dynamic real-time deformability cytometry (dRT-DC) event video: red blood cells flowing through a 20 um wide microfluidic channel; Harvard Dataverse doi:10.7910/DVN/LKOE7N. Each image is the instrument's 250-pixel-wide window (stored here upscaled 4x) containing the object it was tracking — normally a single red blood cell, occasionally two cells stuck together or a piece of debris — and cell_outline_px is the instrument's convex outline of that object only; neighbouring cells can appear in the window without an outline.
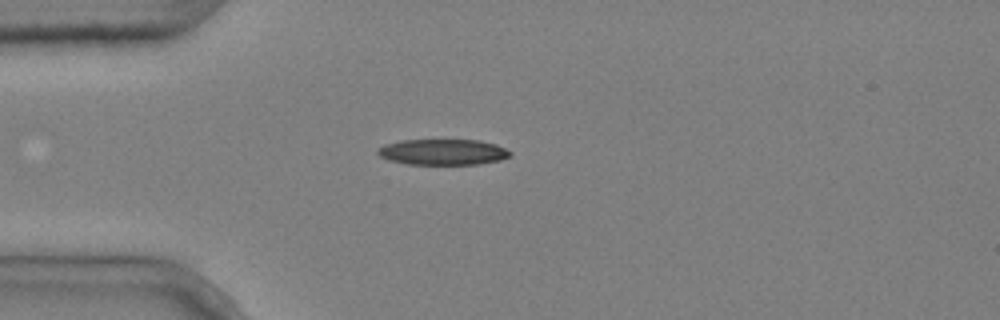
{"species": "common noctule bat (a hibernating species)", "species_latin": "Nyctalus noctula", "temperature_condition": "cold", "stored_images_in_passage": 1, "camera_frame_rate_fps": 3000, "um_per_image_px": 0.085, "animal": {"sex": "male", "body_mass_g": 20.4}, "frame": {"image": 1, "passage_image": 1, "time_ms": 0.0, "image_size_px": [1000, 320], "cell_outline_px": [[512, 156], [500, 160], [480, 164], [408, 164], [388, 160], [380, 156], [376, 152], [376, 148], [384, 144], [400, 140], [480, 140], [496, 144], [512, 152]], "centroid_in_image_um": [37.63, 12.92], "position_along_channel_um": 47.4, "area_um2": 20.11}}